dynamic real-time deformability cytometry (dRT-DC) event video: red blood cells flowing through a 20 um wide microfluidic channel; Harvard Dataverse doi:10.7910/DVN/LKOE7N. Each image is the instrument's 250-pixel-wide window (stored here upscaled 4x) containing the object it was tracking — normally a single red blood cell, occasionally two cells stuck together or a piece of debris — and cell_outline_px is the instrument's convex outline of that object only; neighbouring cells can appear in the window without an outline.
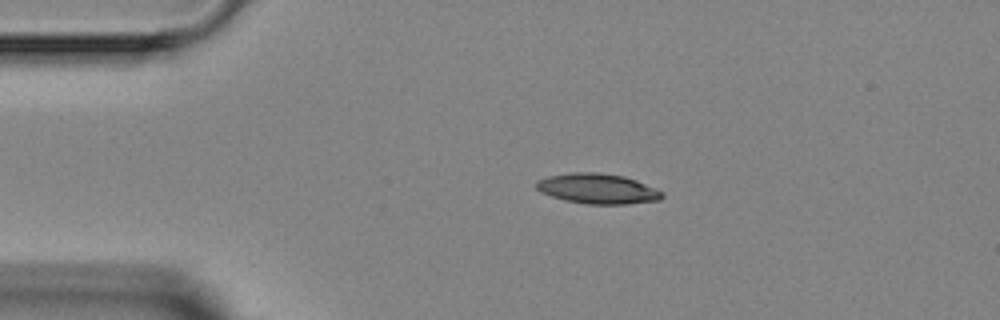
{"species": "Egyptian fruit bat (a non-hibernating species)", "species_latin": "Rousettus aegyptiacus", "temperature_condition": "room temperature", "stored_images_in_passage": 4, "camera_frame_rate_fps": 3000, "um_per_image_px": 0.085, "animal": {"sex": "female"}, "frame": {"image": 1, "passage_image": 1, "time_ms": 0.0, "image_size_px": [1000, 320], "cell_outline_px": [[664, 196], [660, 200], [628, 204], [584, 204], [564, 200], [540, 192], [536, 188], [536, 180], [548, 176], [572, 172], [600, 172], [624, 176], [636, 180], [664, 192]], "centroid_in_image_um": [50.8, 16.04], "position_along_channel_um": 34.2, "area_um2": 22.31}}